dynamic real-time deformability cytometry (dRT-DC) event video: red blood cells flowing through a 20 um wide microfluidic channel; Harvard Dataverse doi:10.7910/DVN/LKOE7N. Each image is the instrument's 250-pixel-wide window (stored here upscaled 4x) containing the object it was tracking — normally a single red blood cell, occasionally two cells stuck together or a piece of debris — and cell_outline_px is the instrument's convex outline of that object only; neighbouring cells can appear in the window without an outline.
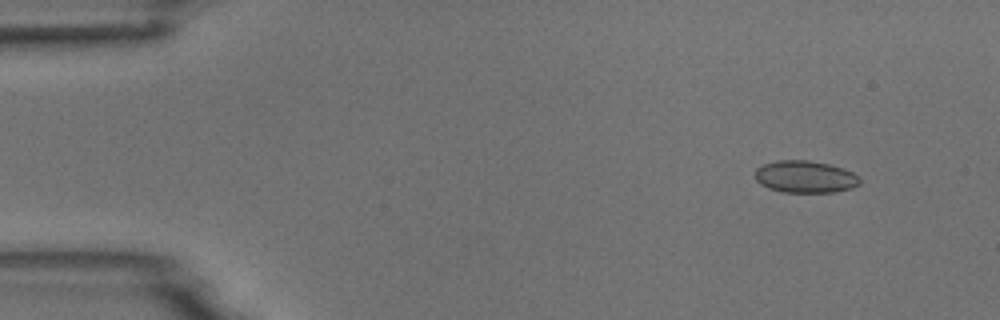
{"species": "common noctule bat (a hibernating species)", "species_latin": "Nyctalus noctula", "temperature_condition": "room temperature", "stored_images_in_passage": 5, "camera_frame_rate_fps": 3000, "um_per_image_px": 0.085, "animal": {"sex": "male", "body_mass_g": 18.8}, "frame": {"image": 1, "passage_image": 2, "time_ms": 0.333, "image_size_px": [1000, 320], "cell_outline_px": [[860, 184], [852, 188], [832, 192], [780, 192], [768, 188], [760, 184], [756, 180], [756, 168], [764, 164], [776, 160], [808, 160], [828, 164], [852, 172], [860, 180]], "centroid_in_image_um": [68.4, 15.03], "position_along_channel_um": 16.6, "area_um2": 19.48}}
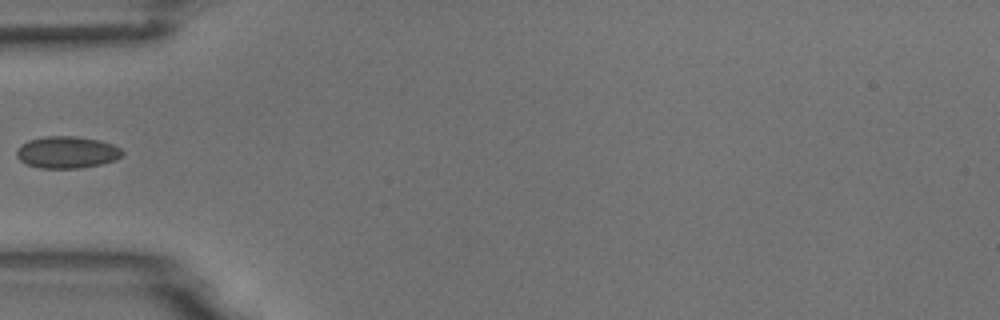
{"frame": {"image": 2, "passage_image": 5, "time_ms": 1.333, "image_size_px": [1000, 320], "cell_outline_px": [[124, 152], [116, 160], [100, 164], [80, 168], [40, 168], [28, 164], [20, 160], [16, 156], [16, 152], [28, 140], [44, 136], [76, 136], [100, 140], [112, 144], [120, 148]], "centroid_in_image_um": [5.71, 12.94], "position_along_channel_um": 79.3, "area_um2": 19.54}}